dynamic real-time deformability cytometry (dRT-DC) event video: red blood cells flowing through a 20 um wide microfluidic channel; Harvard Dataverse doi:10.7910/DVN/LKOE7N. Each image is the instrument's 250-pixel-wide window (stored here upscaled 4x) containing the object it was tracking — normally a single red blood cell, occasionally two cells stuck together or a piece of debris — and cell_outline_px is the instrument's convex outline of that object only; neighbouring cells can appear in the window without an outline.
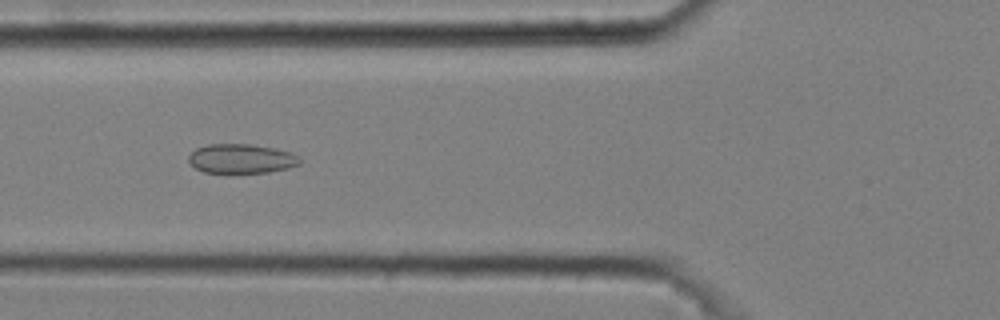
{"species": "common noctule bat (a hibernating species)", "species_latin": "Nyctalus noctula", "temperature_condition": "cold", "stored_images_in_passage": 6, "camera_frame_rate_fps": 3000, "um_per_image_px": 0.085, "animal": {"sex": "male", "body_mass_g": 20.4}, "frame": {"image": 1, "passage_image": 6, "time_ms": 1.667, "image_size_px": [1000, 320], "cell_outline_px": [[300, 164], [288, 168], [268, 172], [228, 176], [204, 172], [196, 168], [188, 160], [188, 156], [196, 148], [208, 144], [252, 144], [276, 148], [288, 152], [296, 156], [300, 160]], "centroid_in_image_um": [20.47, 13.53], "position_along_channel_um": 105.3, "area_um2": 19.71}}